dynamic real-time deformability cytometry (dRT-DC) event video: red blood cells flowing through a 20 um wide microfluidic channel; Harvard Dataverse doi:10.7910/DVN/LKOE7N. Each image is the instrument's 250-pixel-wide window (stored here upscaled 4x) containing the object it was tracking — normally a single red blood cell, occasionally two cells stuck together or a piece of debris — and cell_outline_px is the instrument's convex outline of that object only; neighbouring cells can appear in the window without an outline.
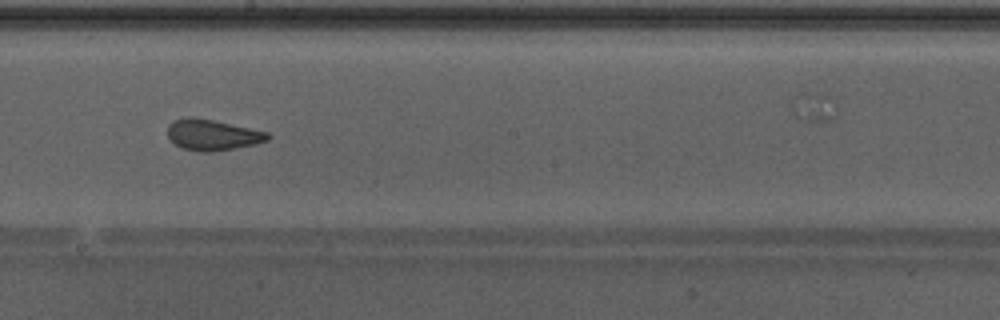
{"species": "Egyptian fruit bat (a non-hibernating species)", "species_latin": "Rousettus aegyptiacus", "temperature_condition": "warm", "stored_images_in_passage": 16, "camera_frame_rate_fps": 3000, "um_per_image_px": 0.085, "animal": {"sex": "male"}, "frame": {"image": 1, "passage_image": 13, "time_ms": 4.0, "image_size_px": [1000, 320], "cell_outline_px": [[272, 136], [268, 140], [256, 144], [212, 152], [200, 152], [180, 148], [168, 136], [168, 124], [172, 120], [188, 116], [212, 120], [268, 132]], "centroid_in_image_um": [18.04, 11.47], "position_along_channel_um": 230.2, "area_um2": 18.03}}